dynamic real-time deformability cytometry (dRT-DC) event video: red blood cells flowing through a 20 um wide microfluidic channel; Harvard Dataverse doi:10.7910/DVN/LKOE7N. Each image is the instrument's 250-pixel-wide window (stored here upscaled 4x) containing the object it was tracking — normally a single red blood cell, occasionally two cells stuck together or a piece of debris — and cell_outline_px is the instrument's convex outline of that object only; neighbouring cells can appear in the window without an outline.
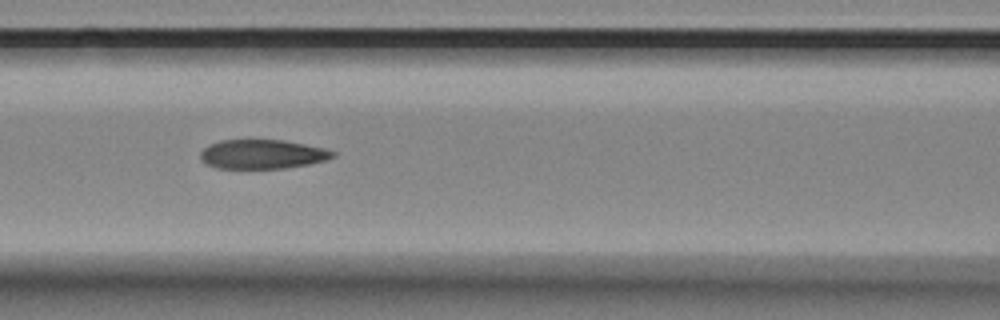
{"species": "Egyptian fruit bat (a non-hibernating species)", "species_latin": "Rousettus aegyptiacus", "temperature_condition": "room temperature", "stored_images_in_passage": 7, "camera_frame_rate_fps": 3000, "um_per_image_px": 0.085, "animal": {"sex": "female"}, "frame": {"image": 1, "passage_image": 7, "time_ms": 2.0, "image_size_px": [1000, 320], "cell_outline_px": [[336, 156], [328, 160], [308, 164], [284, 168], [216, 168], [200, 160], [200, 152], [204, 148], [220, 140], [284, 140], [304, 144], [336, 152]], "centroid_in_image_um": [22.3, 13.11], "position_along_channel_um": 144.3, "area_um2": 22.37}}